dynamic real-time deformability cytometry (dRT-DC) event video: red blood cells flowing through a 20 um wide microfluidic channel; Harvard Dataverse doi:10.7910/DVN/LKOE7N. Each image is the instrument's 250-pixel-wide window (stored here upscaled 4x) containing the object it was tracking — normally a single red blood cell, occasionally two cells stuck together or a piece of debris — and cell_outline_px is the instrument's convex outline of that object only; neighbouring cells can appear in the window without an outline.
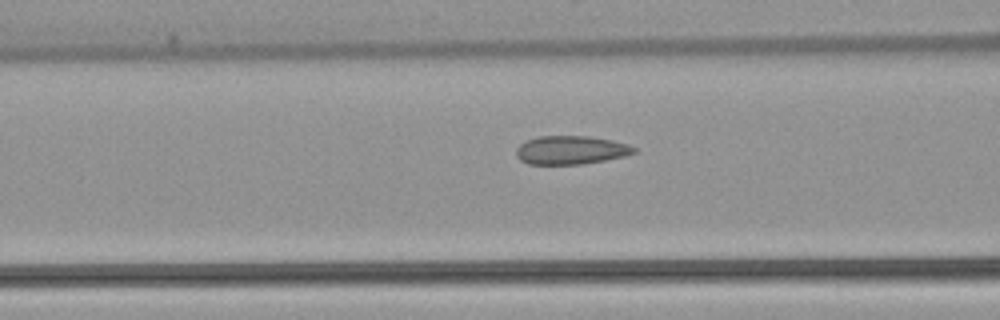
{"species": "common noctule bat (a hibernating species)", "species_latin": "Nyctalus noctula", "temperature_condition": "warm", "stored_images_in_passage": 36, "camera_frame_rate_fps": 3000, "um_per_image_px": 0.085, "animal": {"sex": "female", "body_mass_g": 22.7, "forearm_length_mm": 54.2}, "frame": {"image": 1, "passage_image": 15, "time_ms": 4.667, "image_size_px": [1000, 320], "cell_outline_px": [[636, 152], [624, 156], [584, 164], [528, 164], [520, 160], [516, 156], [516, 148], [520, 144], [528, 140], [540, 136], [588, 136], [612, 140], [628, 144], [636, 148]], "centroid_in_image_um": [48.52, 12.76], "position_along_channel_um": 118.1, "area_um2": 19.54}}
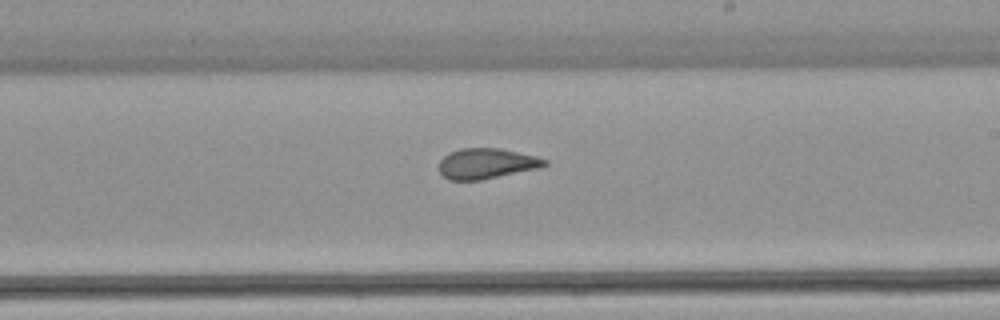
{"frame": {"image": 2, "passage_image": 25, "time_ms": 8.0, "image_size_px": [1000, 320], "cell_outline_px": [[548, 164], [540, 168], [480, 180], [448, 180], [440, 172], [440, 160], [444, 156], [460, 148], [500, 148], [536, 156], [548, 160]], "centroid_in_image_um": [41.38, 13.9], "position_along_channel_um": 247.6, "area_um2": 18.67}}
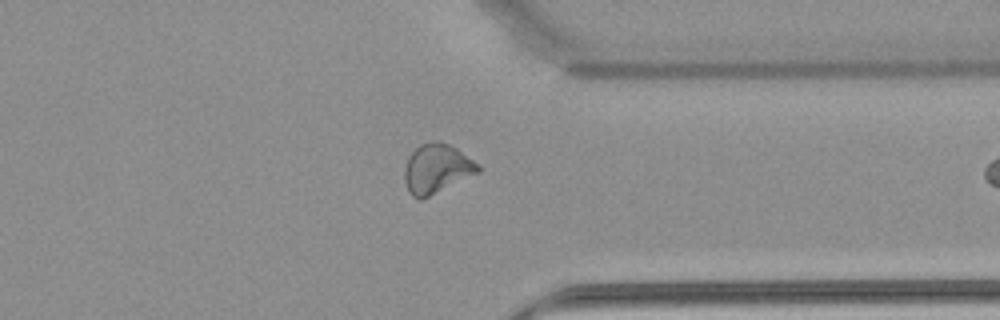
{"frame": {"image": 3, "passage_image": 35, "time_ms": 11.333, "image_size_px": [1000, 320], "cell_outline_px": [[480, 172], [420, 200], [412, 196], [408, 192], [404, 180], [404, 168], [408, 156], [420, 144], [436, 140], [440, 140], [456, 148], [480, 164]], "centroid_in_image_um": [37.11, 14.33], "position_along_channel_um": 374.3, "area_um2": 21.21}}